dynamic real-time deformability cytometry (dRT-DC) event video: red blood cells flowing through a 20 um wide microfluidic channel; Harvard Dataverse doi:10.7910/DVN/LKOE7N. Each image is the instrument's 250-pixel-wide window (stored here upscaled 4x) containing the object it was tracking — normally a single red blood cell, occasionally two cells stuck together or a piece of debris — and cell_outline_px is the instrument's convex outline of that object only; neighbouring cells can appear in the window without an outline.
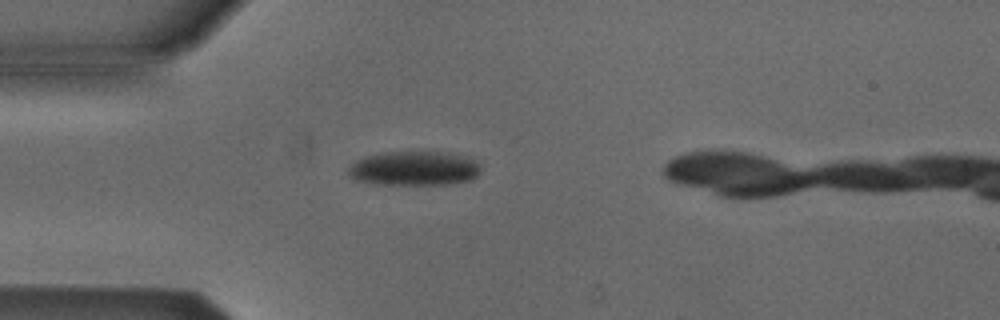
{"species": "Egyptian fruit bat (a non-hibernating species)", "species_latin": "Rousettus aegyptiacus", "temperature_condition": "cold", "stored_images_in_passage": 3, "camera_frame_rate_fps": 3000, "um_per_image_px": 0.085, "animal": {"sex": "male"}, "frame": {"image": 1, "passage_image": 1, "time_ms": 0.0, "image_size_px": [1000, 320], "cell_outline_px": [[480, 172], [476, 176], [468, 180], [448, 184], [372, 184], [352, 180], [348, 176], [348, 168], [356, 160], [364, 156], [384, 152], [452, 152], [476, 160], [480, 164]], "centroid_in_image_um": [35.17, 14.31], "position_along_channel_um": 49.8, "area_um2": 26.82}}
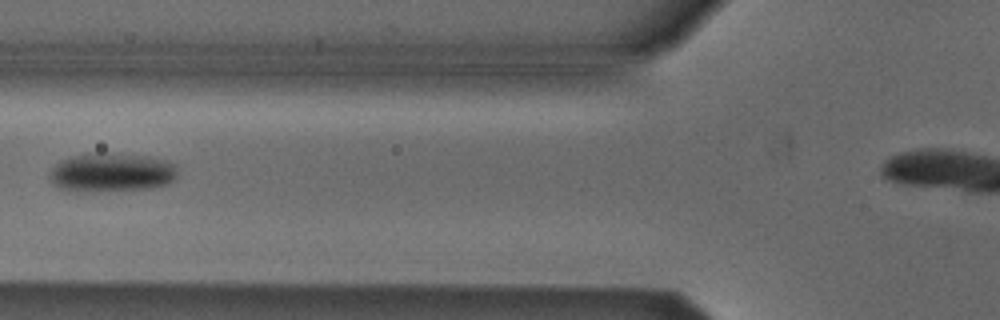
{"frame": {"image": 2, "passage_image": 3, "time_ms": 2.0, "image_size_px": [1000, 320], "cell_outline_px": [[176, 176], [168, 184], [152, 188], [80, 192], [76, 192], [60, 188], [52, 184], [52, 168], [60, 160], [72, 156], [92, 152], [104, 152], [144, 156], [164, 160], [176, 164]], "centroid_in_image_um": [9.47, 14.65], "position_along_channel_um": 116.3, "area_um2": 29.02}}